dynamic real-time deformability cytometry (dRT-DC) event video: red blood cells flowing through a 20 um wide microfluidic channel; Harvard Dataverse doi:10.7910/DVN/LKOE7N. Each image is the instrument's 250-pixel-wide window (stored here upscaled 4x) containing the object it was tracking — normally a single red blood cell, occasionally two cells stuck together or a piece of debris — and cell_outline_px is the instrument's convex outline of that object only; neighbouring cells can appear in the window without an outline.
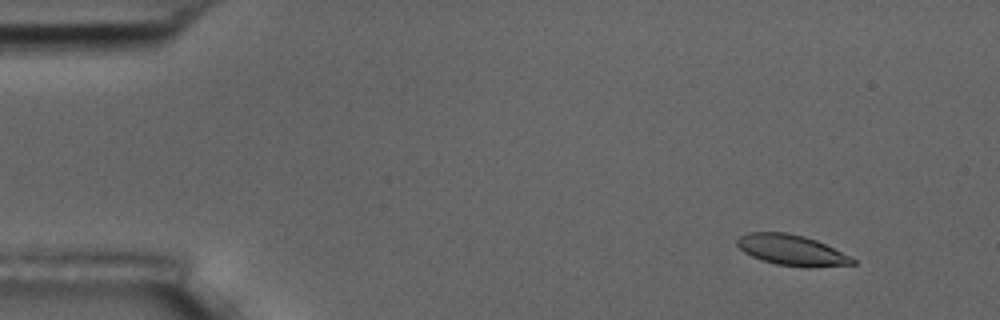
{"species": "common noctule bat (a hibernating species)", "species_latin": "Nyctalus noctula", "temperature_condition": "room temperature", "stored_images_in_passage": 6, "camera_frame_rate_fps": 3000, "um_per_image_px": 0.085, "animal": {"sex": "male", "body_mass_g": 17.5, "forearm_length_mm": 52.3}, "frame": {"image": 1, "passage_image": 2, "time_ms": 1.333, "image_size_px": [1000, 320], "cell_outline_px": [[856, 264], [808, 268], [776, 264], [760, 260], [744, 252], [736, 244], [736, 240], [740, 236], [748, 232], [784, 232], [804, 236], [816, 240], [856, 260]], "centroid_in_image_um": [67.25, 21.27], "position_along_channel_um": 17.7, "area_um2": 20.52}}